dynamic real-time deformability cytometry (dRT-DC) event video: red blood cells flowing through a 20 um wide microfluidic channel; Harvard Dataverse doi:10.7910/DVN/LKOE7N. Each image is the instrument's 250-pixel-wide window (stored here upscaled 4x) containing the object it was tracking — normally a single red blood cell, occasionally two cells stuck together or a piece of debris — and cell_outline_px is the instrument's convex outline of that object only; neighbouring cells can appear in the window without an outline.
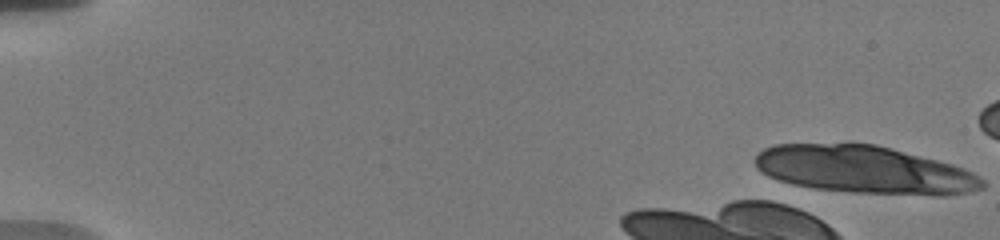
{"species": "human", "species_latin": "Homo sapiens", "temperature_condition": "warm", "stored_images_in_passage": 4, "camera_frame_rate_fps": 3000, "um_per_image_px": 0.085, "donor": {"sex": "male"}, "frame": {"image": 1, "passage_image": 1, "time_ms": 0.0, "image_size_px": [1000, 240], "cell_outline_px": [[984, 188], [968, 192], [944, 196], [932, 196], [852, 192], [812, 188], [792, 184], [768, 176], [756, 168], [756, 152], [772, 144], [848, 140], [852, 140], [876, 144], [892, 148], [952, 164], [964, 168], [980, 176], [984, 180]], "centroid_in_image_um": [73.43, 14.38], "position_along_channel_um": 11.6, "area_um2": 64.97}}